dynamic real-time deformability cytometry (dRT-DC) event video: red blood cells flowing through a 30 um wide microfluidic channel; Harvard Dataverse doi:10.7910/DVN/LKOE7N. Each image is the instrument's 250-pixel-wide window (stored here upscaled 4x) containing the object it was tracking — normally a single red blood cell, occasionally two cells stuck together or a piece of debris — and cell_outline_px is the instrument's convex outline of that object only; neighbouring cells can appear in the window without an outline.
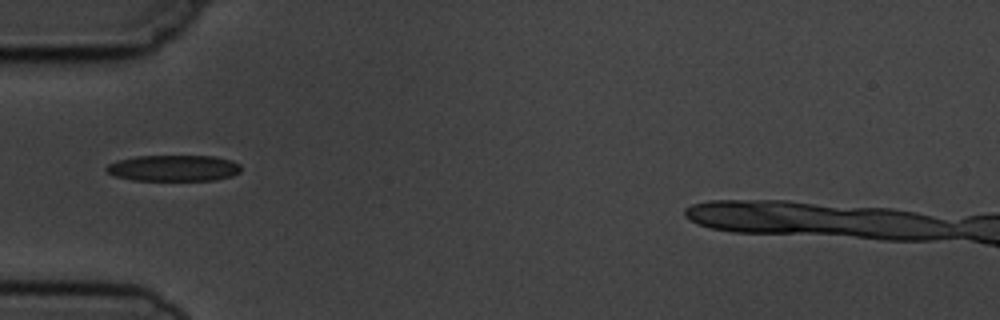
{"species": "common noctule bat (a hibernating species)", "species_latin": "Nyctalus noctula", "temperature_condition": "cold", "stored_images_in_passage": 7, "camera_frame_rate_fps": 3000, "um_per_image_px": 0.085, "animal": {"sex": "male", "body_mass_g": 19.5, "forearm_length_mm": 54.6}, "frame": {"image": 1, "passage_image": 4, "time_ms": 3.667, "image_size_px": [1000, 320], "cell_outline_px": [[240, 172], [232, 176], [216, 180], [132, 180], [116, 176], [108, 172], [104, 168], [108, 164], [116, 160], [136, 156], [212, 156], [232, 160], [240, 164]], "centroid_in_image_um": [14.76, 14.29], "position_along_channel_um": 70.2, "area_um2": 20.58}}
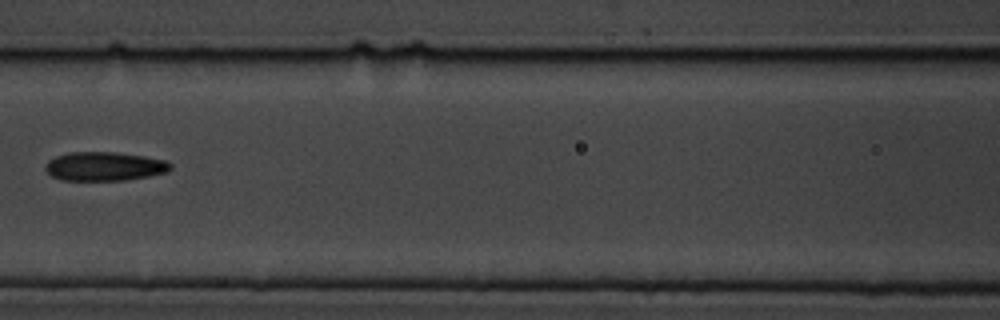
{"frame": {"image": 2, "passage_image": 6, "time_ms": 6.0, "image_size_px": [1000, 320], "cell_outline_px": [[172, 168], [168, 172], [148, 176], [124, 180], [60, 180], [52, 176], [44, 168], [48, 160], [56, 156], [68, 152], [116, 152], [144, 156], [168, 160], [172, 164]], "centroid_in_image_um": [8.9, 14.13], "position_along_channel_um": 157.7, "area_um2": 21.21}}
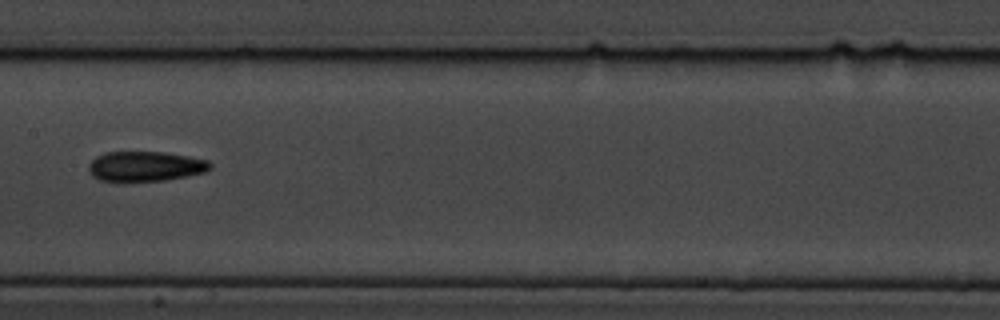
{"frame": {"image": 3, "passage_image": 7, "time_ms": 7.0, "image_size_px": [1000, 320], "cell_outline_px": [[212, 168], [204, 172], [188, 176], [164, 180], [124, 184], [100, 180], [92, 176], [88, 172], [88, 164], [96, 156], [104, 152], [164, 152], [188, 156], [208, 160], [212, 164]], "centroid_in_image_um": [12.3, 14.17], "position_along_channel_um": 195.1, "area_um2": 22.02}}